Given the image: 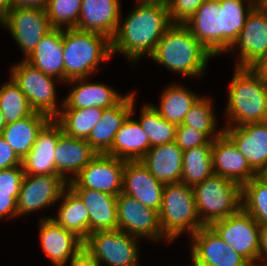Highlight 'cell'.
Here are the masks:
<instances>
[{"label":"cell","instance_id":"cell-29","mask_svg":"<svg viewBox=\"0 0 267 266\" xmlns=\"http://www.w3.org/2000/svg\"><path fill=\"white\" fill-rule=\"evenodd\" d=\"M256 4L251 0H220L219 56L225 55L242 31L249 12Z\"/></svg>","mask_w":267,"mask_h":266},{"label":"cell","instance_id":"cell-32","mask_svg":"<svg viewBox=\"0 0 267 266\" xmlns=\"http://www.w3.org/2000/svg\"><path fill=\"white\" fill-rule=\"evenodd\" d=\"M185 85L186 83L182 84L181 81L172 84L170 82L162 88L158 104L150 102L162 118L176 125L183 123L189 109L202 96Z\"/></svg>","mask_w":267,"mask_h":266},{"label":"cell","instance_id":"cell-12","mask_svg":"<svg viewBox=\"0 0 267 266\" xmlns=\"http://www.w3.org/2000/svg\"><path fill=\"white\" fill-rule=\"evenodd\" d=\"M8 32L23 53L25 60L40 40L53 29L46 11L38 8L11 9L0 24V30Z\"/></svg>","mask_w":267,"mask_h":266},{"label":"cell","instance_id":"cell-48","mask_svg":"<svg viewBox=\"0 0 267 266\" xmlns=\"http://www.w3.org/2000/svg\"><path fill=\"white\" fill-rule=\"evenodd\" d=\"M49 0H12V9L15 8H38L45 10Z\"/></svg>","mask_w":267,"mask_h":266},{"label":"cell","instance_id":"cell-16","mask_svg":"<svg viewBox=\"0 0 267 266\" xmlns=\"http://www.w3.org/2000/svg\"><path fill=\"white\" fill-rule=\"evenodd\" d=\"M91 78H76L68 80L64 84V86H68V91L63 96L61 109L92 107L106 109L118 104L127 95V93L118 92L119 90L103 81H91Z\"/></svg>","mask_w":267,"mask_h":266},{"label":"cell","instance_id":"cell-20","mask_svg":"<svg viewBox=\"0 0 267 266\" xmlns=\"http://www.w3.org/2000/svg\"><path fill=\"white\" fill-rule=\"evenodd\" d=\"M212 162L215 175L228 178L241 186L258 175L224 132L212 141Z\"/></svg>","mask_w":267,"mask_h":266},{"label":"cell","instance_id":"cell-40","mask_svg":"<svg viewBox=\"0 0 267 266\" xmlns=\"http://www.w3.org/2000/svg\"><path fill=\"white\" fill-rule=\"evenodd\" d=\"M82 0H49L45 9L53 28H75L78 23Z\"/></svg>","mask_w":267,"mask_h":266},{"label":"cell","instance_id":"cell-6","mask_svg":"<svg viewBox=\"0 0 267 266\" xmlns=\"http://www.w3.org/2000/svg\"><path fill=\"white\" fill-rule=\"evenodd\" d=\"M196 211L204 226L237 213L242 208L241 185L213 174L193 187Z\"/></svg>","mask_w":267,"mask_h":266},{"label":"cell","instance_id":"cell-54","mask_svg":"<svg viewBox=\"0 0 267 266\" xmlns=\"http://www.w3.org/2000/svg\"><path fill=\"white\" fill-rule=\"evenodd\" d=\"M255 4H263V0H251Z\"/></svg>","mask_w":267,"mask_h":266},{"label":"cell","instance_id":"cell-42","mask_svg":"<svg viewBox=\"0 0 267 266\" xmlns=\"http://www.w3.org/2000/svg\"><path fill=\"white\" fill-rule=\"evenodd\" d=\"M172 23H185L206 0H165Z\"/></svg>","mask_w":267,"mask_h":266},{"label":"cell","instance_id":"cell-39","mask_svg":"<svg viewBox=\"0 0 267 266\" xmlns=\"http://www.w3.org/2000/svg\"><path fill=\"white\" fill-rule=\"evenodd\" d=\"M242 209L259 225H267V182L259 175L241 186Z\"/></svg>","mask_w":267,"mask_h":266},{"label":"cell","instance_id":"cell-5","mask_svg":"<svg viewBox=\"0 0 267 266\" xmlns=\"http://www.w3.org/2000/svg\"><path fill=\"white\" fill-rule=\"evenodd\" d=\"M159 221L163 235L173 244L204 227L196 211L193 188L182 182L165 184Z\"/></svg>","mask_w":267,"mask_h":266},{"label":"cell","instance_id":"cell-25","mask_svg":"<svg viewBox=\"0 0 267 266\" xmlns=\"http://www.w3.org/2000/svg\"><path fill=\"white\" fill-rule=\"evenodd\" d=\"M97 155L84 139H77L62 133L55 148L56 171L67 182L75 176Z\"/></svg>","mask_w":267,"mask_h":266},{"label":"cell","instance_id":"cell-15","mask_svg":"<svg viewBox=\"0 0 267 266\" xmlns=\"http://www.w3.org/2000/svg\"><path fill=\"white\" fill-rule=\"evenodd\" d=\"M190 263L213 266H252L235 252L210 226L200 228L189 237Z\"/></svg>","mask_w":267,"mask_h":266},{"label":"cell","instance_id":"cell-18","mask_svg":"<svg viewBox=\"0 0 267 266\" xmlns=\"http://www.w3.org/2000/svg\"><path fill=\"white\" fill-rule=\"evenodd\" d=\"M223 128L250 167L259 175L267 167V121Z\"/></svg>","mask_w":267,"mask_h":266},{"label":"cell","instance_id":"cell-44","mask_svg":"<svg viewBox=\"0 0 267 266\" xmlns=\"http://www.w3.org/2000/svg\"><path fill=\"white\" fill-rule=\"evenodd\" d=\"M22 159L0 135V170L22 166Z\"/></svg>","mask_w":267,"mask_h":266},{"label":"cell","instance_id":"cell-26","mask_svg":"<svg viewBox=\"0 0 267 266\" xmlns=\"http://www.w3.org/2000/svg\"><path fill=\"white\" fill-rule=\"evenodd\" d=\"M87 207L89 234L117 230V196L89 188H70Z\"/></svg>","mask_w":267,"mask_h":266},{"label":"cell","instance_id":"cell-14","mask_svg":"<svg viewBox=\"0 0 267 266\" xmlns=\"http://www.w3.org/2000/svg\"><path fill=\"white\" fill-rule=\"evenodd\" d=\"M124 160L106 154H97L68 182L69 188H89L118 196L123 189Z\"/></svg>","mask_w":267,"mask_h":266},{"label":"cell","instance_id":"cell-52","mask_svg":"<svg viewBox=\"0 0 267 266\" xmlns=\"http://www.w3.org/2000/svg\"><path fill=\"white\" fill-rule=\"evenodd\" d=\"M259 176L267 182V167L259 174Z\"/></svg>","mask_w":267,"mask_h":266},{"label":"cell","instance_id":"cell-31","mask_svg":"<svg viewBox=\"0 0 267 266\" xmlns=\"http://www.w3.org/2000/svg\"><path fill=\"white\" fill-rule=\"evenodd\" d=\"M58 204V205H57ZM55 215H42L40 219H52L55 223L73 232L83 242L89 235V212L80 198L67 187L61 194Z\"/></svg>","mask_w":267,"mask_h":266},{"label":"cell","instance_id":"cell-34","mask_svg":"<svg viewBox=\"0 0 267 266\" xmlns=\"http://www.w3.org/2000/svg\"><path fill=\"white\" fill-rule=\"evenodd\" d=\"M103 110L98 107L61 109L54 119L67 136L87 140L93 127L101 120Z\"/></svg>","mask_w":267,"mask_h":266},{"label":"cell","instance_id":"cell-47","mask_svg":"<svg viewBox=\"0 0 267 266\" xmlns=\"http://www.w3.org/2000/svg\"><path fill=\"white\" fill-rule=\"evenodd\" d=\"M258 266H267V225H260Z\"/></svg>","mask_w":267,"mask_h":266},{"label":"cell","instance_id":"cell-24","mask_svg":"<svg viewBox=\"0 0 267 266\" xmlns=\"http://www.w3.org/2000/svg\"><path fill=\"white\" fill-rule=\"evenodd\" d=\"M132 110V91L116 105L103 110L101 120L93 127L86 140L97 154H106Z\"/></svg>","mask_w":267,"mask_h":266},{"label":"cell","instance_id":"cell-1","mask_svg":"<svg viewBox=\"0 0 267 266\" xmlns=\"http://www.w3.org/2000/svg\"><path fill=\"white\" fill-rule=\"evenodd\" d=\"M134 7L120 20L111 39L112 58L119 54L135 67L153 54L166 30L173 24L165 0H135Z\"/></svg>","mask_w":267,"mask_h":266},{"label":"cell","instance_id":"cell-3","mask_svg":"<svg viewBox=\"0 0 267 266\" xmlns=\"http://www.w3.org/2000/svg\"><path fill=\"white\" fill-rule=\"evenodd\" d=\"M222 126L267 121V83L252 68L234 66Z\"/></svg>","mask_w":267,"mask_h":266},{"label":"cell","instance_id":"cell-22","mask_svg":"<svg viewBox=\"0 0 267 266\" xmlns=\"http://www.w3.org/2000/svg\"><path fill=\"white\" fill-rule=\"evenodd\" d=\"M137 91L132 90V110L115 135L114 142L106 155L124 161H140L151 148L147 134L135 119ZM135 114V115H134Z\"/></svg>","mask_w":267,"mask_h":266},{"label":"cell","instance_id":"cell-33","mask_svg":"<svg viewBox=\"0 0 267 266\" xmlns=\"http://www.w3.org/2000/svg\"><path fill=\"white\" fill-rule=\"evenodd\" d=\"M51 118L43 113L34 112L13 124L6 125L1 136L7 144L23 159L32 149L37 135Z\"/></svg>","mask_w":267,"mask_h":266},{"label":"cell","instance_id":"cell-43","mask_svg":"<svg viewBox=\"0 0 267 266\" xmlns=\"http://www.w3.org/2000/svg\"><path fill=\"white\" fill-rule=\"evenodd\" d=\"M23 177L22 166L0 170V194L12 196L18 200Z\"/></svg>","mask_w":267,"mask_h":266},{"label":"cell","instance_id":"cell-51","mask_svg":"<svg viewBox=\"0 0 267 266\" xmlns=\"http://www.w3.org/2000/svg\"><path fill=\"white\" fill-rule=\"evenodd\" d=\"M6 125H7V124H6V121H5V119H4V116H3L2 111H1V109H0V135H1L3 129L5 128Z\"/></svg>","mask_w":267,"mask_h":266},{"label":"cell","instance_id":"cell-9","mask_svg":"<svg viewBox=\"0 0 267 266\" xmlns=\"http://www.w3.org/2000/svg\"><path fill=\"white\" fill-rule=\"evenodd\" d=\"M117 223L120 231L143 241L172 244L161 231L159 212L123 193L117 196Z\"/></svg>","mask_w":267,"mask_h":266},{"label":"cell","instance_id":"cell-41","mask_svg":"<svg viewBox=\"0 0 267 266\" xmlns=\"http://www.w3.org/2000/svg\"><path fill=\"white\" fill-rule=\"evenodd\" d=\"M212 141L204 132L187 125H177L175 143L182 151L198 146H212Z\"/></svg>","mask_w":267,"mask_h":266},{"label":"cell","instance_id":"cell-38","mask_svg":"<svg viewBox=\"0 0 267 266\" xmlns=\"http://www.w3.org/2000/svg\"><path fill=\"white\" fill-rule=\"evenodd\" d=\"M1 83L0 109L7 125L13 124L35 112L25 94L11 77Z\"/></svg>","mask_w":267,"mask_h":266},{"label":"cell","instance_id":"cell-4","mask_svg":"<svg viewBox=\"0 0 267 266\" xmlns=\"http://www.w3.org/2000/svg\"><path fill=\"white\" fill-rule=\"evenodd\" d=\"M64 84L68 80L95 77L112 60L111 40L76 28L62 29ZM99 70V71H98Z\"/></svg>","mask_w":267,"mask_h":266},{"label":"cell","instance_id":"cell-19","mask_svg":"<svg viewBox=\"0 0 267 266\" xmlns=\"http://www.w3.org/2000/svg\"><path fill=\"white\" fill-rule=\"evenodd\" d=\"M63 133L60 124L51 118L39 131L29 153L22 159L24 174L59 175L55 166V148Z\"/></svg>","mask_w":267,"mask_h":266},{"label":"cell","instance_id":"cell-21","mask_svg":"<svg viewBox=\"0 0 267 266\" xmlns=\"http://www.w3.org/2000/svg\"><path fill=\"white\" fill-rule=\"evenodd\" d=\"M164 184L158 181L141 161H126L122 193L159 212Z\"/></svg>","mask_w":267,"mask_h":266},{"label":"cell","instance_id":"cell-27","mask_svg":"<svg viewBox=\"0 0 267 266\" xmlns=\"http://www.w3.org/2000/svg\"><path fill=\"white\" fill-rule=\"evenodd\" d=\"M140 161L164 185L181 182L183 151L175 142L151 147Z\"/></svg>","mask_w":267,"mask_h":266},{"label":"cell","instance_id":"cell-49","mask_svg":"<svg viewBox=\"0 0 267 266\" xmlns=\"http://www.w3.org/2000/svg\"><path fill=\"white\" fill-rule=\"evenodd\" d=\"M251 68L267 83V51Z\"/></svg>","mask_w":267,"mask_h":266},{"label":"cell","instance_id":"cell-23","mask_svg":"<svg viewBox=\"0 0 267 266\" xmlns=\"http://www.w3.org/2000/svg\"><path fill=\"white\" fill-rule=\"evenodd\" d=\"M122 0H82L76 29L102 34L110 40L116 33Z\"/></svg>","mask_w":267,"mask_h":266},{"label":"cell","instance_id":"cell-11","mask_svg":"<svg viewBox=\"0 0 267 266\" xmlns=\"http://www.w3.org/2000/svg\"><path fill=\"white\" fill-rule=\"evenodd\" d=\"M267 51V8L256 4L226 55L234 56L235 67L251 68Z\"/></svg>","mask_w":267,"mask_h":266},{"label":"cell","instance_id":"cell-17","mask_svg":"<svg viewBox=\"0 0 267 266\" xmlns=\"http://www.w3.org/2000/svg\"><path fill=\"white\" fill-rule=\"evenodd\" d=\"M37 221L41 252L53 266H65L83 248L84 242L78 236L51 218Z\"/></svg>","mask_w":267,"mask_h":266},{"label":"cell","instance_id":"cell-46","mask_svg":"<svg viewBox=\"0 0 267 266\" xmlns=\"http://www.w3.org/2000/svg\"><path fill=\"white\" fill-rule=\"evenodd\" d=\"M65 266H101L99 262L83 247Z\"/></svg>","mask_w":267,"mask_h":266},{"label":"cell","instance_id":"cell-55","mask_svg":"<svg viewBox=\"0 0 267 266\" xmlns=\"http://www.w3.org/2000/svg\"><path fill=\"white\" fill-rule=\"evenodd\" d=\"M263 5L267 8V1Z\"/></svg>","mask_w":267,"mask_h":266},{"label":"cell","instance_id":"cell-50","mask_svg":"<svg viewBox=\"0 0 267 266\" xmlns=\"http://www.w3.org/2000/svg\"><path fill=\"white\" fill-rule=\"evenodd\" d=\"M12 9V0H0V24Z\"/></svg>","mask_w":267,"mask_h":266},{"label":"cell","instance_id":"cell-10","mask_svg":"<svg viewBox=\"0 0 267 266\" xmlns=\"http://www.w3.org/2000/svg\"><path fill=\"white\" fill-rule=\"evenodd\" d=\"M210 227L252 266H258L260 225L242 208L235 214L214 221Z\"/></svg>","mask_w":267,"mask_h":266},{"label":"cell","instance_id":"cell-30","mask_svg":"<svg viewBox=\"0 0 267 266\" xmlns=\"http://www.w3.org/2000/svg\"><path fill=\"white\" fill-rule=\"evenodd\" d=\"M220 0H206L198 10L183 23L192 35L215 58L219 57V13Z\"/></svg>","mask_w":267,"mask_h":266},{"label":"cell","instance_id":"cell-45","mask_svg":"<svg viewBox=\"0 0 267 266\" xmlns=\"http://www.w3.org/2000/svg\"><path fill=\"white\" fill-rule=\"evenodd\" d=\"M17 220V200L8 195L0 194V223L1 220L7 222Z\"/></svg>","mask_w":267,"mask_h":266},{"label":"cell","instance_id":"cell-36","mask_svg":"<svg viewBox=\"0 0 267 266\" xmlns=\"http://www.w3.org/2000/svg\"><path fill=\"white\" fill-rule=\"evenodd\" d=\"M140 107L136 120L147 134L151 147L175 142L177 125L162 118L149 101Z\"/></svg>","mask_w":267,"mask_h":266},{"label":"cell","instance_id":"cell-28","mask_svg":"<svg viewBox=\"0 0 267 266\" xmlns=\"http://www.w3.org/2000/svg\"><path fill=\"white\" fill-rule=\"evenodd\" d=\"M63 55L62 29L53 28L40 40L25 61L42 73L64 83Z\"/></svg>","mask_w":267,"mask_h":266},{"label":"cell","instance_id":"cell-37","mask_svg":"<svg viewBox=\"0 0 267 266\" xmlns=\"http://www.w3.org/2000/svg\"><path fill=\"white\" fill-rule=\"evenodd\" d=\"M213 100L212 96L203 94L189 109L182 123L206 133L212 140L224 132L223 126L219 127L218 112Z\"/></svg>","mask_w":267,"mask_h":266},{"label":"cell","instance_id":"cell-13","mask_svg":"<svg viewBox=\"0 0 267 266\" xmlns=\"http://www.w3.org/2000/svg\"><path fill=\"white\" fill-rule=\"evenodd\" d=\"M68 182L61 175L24 174L17 200V218L55 208Z\"/></svg>","mask_w":267,"mask_h":266},{"label":"cell","instance_id":"cell-2","mask_svg":"<svg viewBox=\"0 0 267 266\" xmlns=\"http://www.w3.org/2000/svg\"><path fill=\"white\" fill-rule=\"evenodd\" d=\"M215 58L183 23H173L148 58L168 72L185 79H202Z\"/></svg>","mask_w":267,"mask_h":266},{"label":"cell","instance_id":"cell-8","mask_svg":"<svg viewBox=\"0 0 267 266\" xmlns=\"http://www.w3.org/2000/svg\"><path fill=\"white\" fill-rule=\"evenodd\" d=\"M141 242V239L117 229L89 234L83 247L101 266H142Z\"/></svg>","mask_w":267,"mask_h":266},{"label":"cell","instance_id":"cell-7","mask_svg":"<svg viewBox=\"0 0 267 266\" xmlns=\"http://www.w3.org/2000/svg\"><path fill=\"white\" fill-rule=\"evenodd\" d=\"M9 76L20 87L35 112L55 118L63 106V98H58V86L64 83L42 73L27 61L18 59L10 65ZM59 84V85H58ZM60 101V102H59Z\"/></svg>","mask_w":267,"mask_h":266},{"label":"cell","instance_id":"cell-53","mask_svg":"<svg viewBox=\"0 0 267 266\" xmlns=\"http://www.w3.org/2000/svg\"><path fill=\"white\" fill-rule=\"evenodd\" d=\"M189 266V265H187ZM190 266H213L205 263H190Z\"/></svg>","mask_w":267,"mask_h":266},{"label":"cell","instance_id":"cell-35","mask_svg":"<svg viewBox=\"0 0 267 266\" xmlns=\"http://www.w3.org/2000/svg\"><path fill=\"white\" fill-rule=\"evenodd\" d=\"M213 174L212 146H198L183 151L182 183L193 188Z\"/></svg>","mask_w":267,"mask_h":266}]
</instances>
